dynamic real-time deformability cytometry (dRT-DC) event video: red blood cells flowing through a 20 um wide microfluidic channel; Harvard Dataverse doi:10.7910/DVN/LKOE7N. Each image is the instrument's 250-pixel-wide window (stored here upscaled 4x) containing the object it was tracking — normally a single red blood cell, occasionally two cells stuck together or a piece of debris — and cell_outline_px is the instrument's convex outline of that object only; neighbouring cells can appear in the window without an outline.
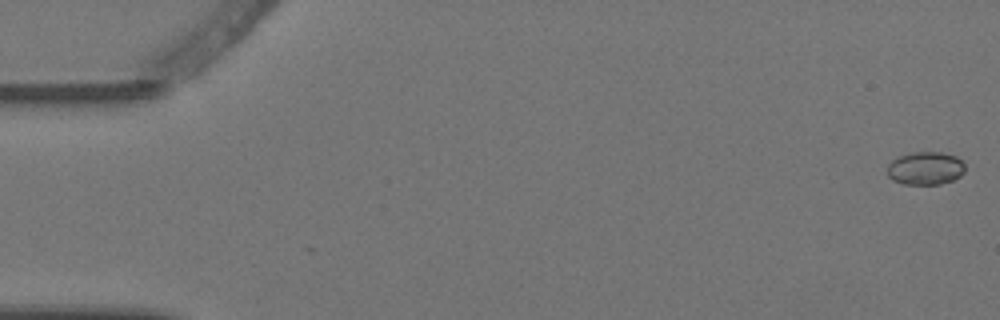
{"species": "Egyptian fruit bat (a non-hibernating species)", "species_latin": "Rousettus aegyptiacus", "temperature_condition": "warm", "stored_images_in_passage": 7, "camera_frame_rate_fps": 3000, "um_per_image_px": 0.085, "animal": {"sex": "female"}, "frame": {"image": 1, "passage_image": 1, "time_ms": 0.0, "image_size_px": [1000, 320], "cell_outline_px": [[964, 172], [960, 176], [952, 180], [940, 184], [904, 184], [892, 180], [888, 176], [888, 164], [892, 160], [908, 152], [940, 152], [956, 156], [964, 164]], "centroid_in_image_um": [78.65, 14.3], "position_along_channel_um": 6.4, "area_um2": 14.97}}
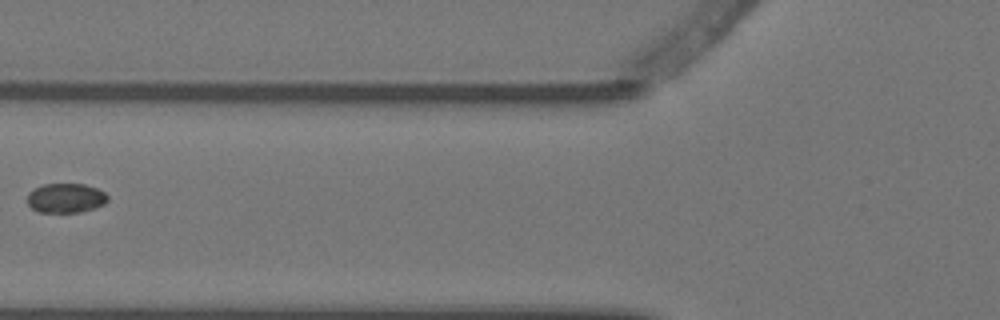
{"frame": {"image": 2, "passage_image": 6, "time_ms": 1.667, "image_size_px": [1000, 320], "cell_outline_px": [[108, 200], [104, 204], [96, 208], [80, 212], [40, 212], [32, 208], [28, 204], [28, 192], [32, 188], [44, 184], [84, 184], [96, 188], [104, 192], [108, 196]], "centroid_in_image_um": [5.59, 16.83], "position_along_channel_um": 120.2, "area_um2": 13.87}}
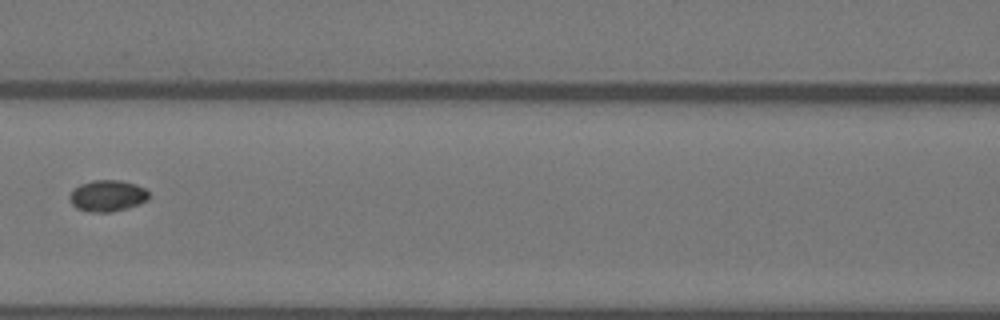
{"frame": {"image": 3, "passage_image": 7, "time_ms": 2.0, "image_size_px": [1000, 320], "cell_outline_px": [[148, 200], [128, 208], [112, 212], [88, 212], [76, 208], [72, 204], [68, 196], [72, 188], [80, 184], [92, 180], [120, 180], [136, 184], [144, 188], [148, 192]], "centroid_in_image_um": [9.09, 16.64], "position_along_channel_um": 157.5, "area_um2": 14.68}}